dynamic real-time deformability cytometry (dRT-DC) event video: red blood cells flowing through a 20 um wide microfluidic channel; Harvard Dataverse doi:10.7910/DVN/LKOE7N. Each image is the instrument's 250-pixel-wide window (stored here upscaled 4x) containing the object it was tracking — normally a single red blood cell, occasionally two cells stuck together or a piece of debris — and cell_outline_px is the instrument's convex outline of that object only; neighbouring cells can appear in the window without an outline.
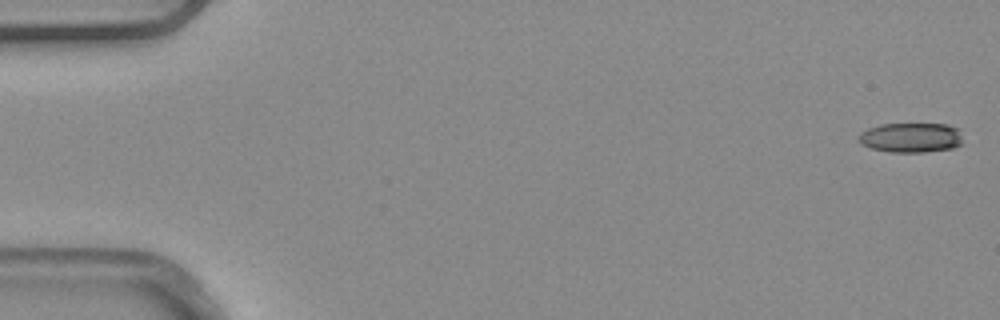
{"species": "common noctule bat (a hibernating species)", "species_latin": "Nyctalus noctula", "temperature_condition": "warm", "stored_images_in_passage": 5, "segment_of_instrument_passage": [2, 2], "camera_frame_rate_fps": 3000, "um_per_image_px": 0.085, "animal": {"sex": "male", "body_mass_g": 20.4}, "frame": {"image": 1, "passage_image": 5, "time_ms": 1.333, "image_size_px": [1000, 320], "cell_outline_px": [[964, 144], [952, 148], [924, 152], [892, 152], [868, 148], [860, 144], [860, 132], [868, 128], [880, 124], [948, 124], [960, 128]], "centroid_in_image_um": [77.48, 11.69], "position_along_channel_um": 7.5, "area_um2": 18.38}}